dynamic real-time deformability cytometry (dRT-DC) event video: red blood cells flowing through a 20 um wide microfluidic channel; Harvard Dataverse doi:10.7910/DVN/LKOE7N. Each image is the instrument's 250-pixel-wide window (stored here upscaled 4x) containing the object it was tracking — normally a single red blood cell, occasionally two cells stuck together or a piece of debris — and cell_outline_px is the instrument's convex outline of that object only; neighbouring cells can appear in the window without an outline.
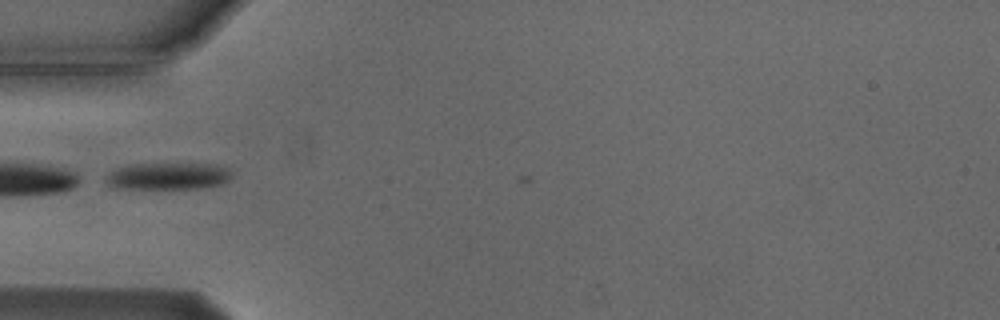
{"species": "Egyptian fruit bat (a non-hibernating species)", "species_latin": "Rousettus aegyptiacus", "temperature_condition": "cold", "stored_images_in_passage": 3, "camera_frame_rate_fps": 3000, "um_per_image_px": 0.085, "animal": {"sex": "male"}, "frame": {"image": 1, "passage_image": 1, "time_ms": 0.0, "image_size_px": [1000, 320], "cell_outline_px": [[232, 176], [224, 184], [200, 188], [116, 188], [108, 184], [104, 180], [112, 172], [128, 164], [216, 164], [228, 168], [232, 172]], "centroid_in_image_um": [14.36, 14.97], "position_along_channel_um": 70.6, "area_um2": 19.59}}